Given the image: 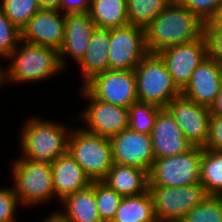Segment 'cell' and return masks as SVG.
Returning <instances> with one entry per match:
<instances>
[{"instance_id":"cell-1","label":"cell","mask_w":222,"mask_h":222,"mask_svg":"<svg viewBox=\"0 0 222 222\" xmlns=\"http://www.w3.org/2000/svg\"><path fill=\"white\" fill-rule=\"evenodd\" d=\"M144 30L148 53H159L167 47L203 37L204 22L172 0Z\"/></svg>"},{"instance_id":"cell-2","label":"cell","mask_w":222,"mask_h":222,"mask_svg":"<svg viewBox=\"0 0 222 222\" xmlns=\"http://www.w3.org/2000/svg\"><path fill=\"white\" fill-rule=\"evenodd\" d=\"M21 46V47H20ZM7 59L11 64L3 68V83L39 82L61 72L57 50L21 40Z\"/></svg>"},{"instance_id":"cell-3","label":"cell","mask_w":222,"mask_h":222,"mask_svg":"<svg viewBox=\"0 0 222 222\" xmlns=\"http://www.w3.org/2000/svg\"><path fill=\"white\" fill-rule=\"evenodd\" d=\"M22 127L23 158L52 163L67 153L69 130L63 124L36 117L29 118Z\"/></svg>"},{"instance_id":"cell-4","label":"cell","mask_w":222,"mask_h":222,"mask_svg":"<svg viewBox=\"0 0 222 222\" xmlns=\"http://www.w3.org/2000/svg\"><path fill=\"white\" fill-rule=\"evenodd\" d=\"M134 72L139 102L166 108L170 100L181 95L158 53H148L135 67Z\"/></svg>"},{"instance_id":"cell-5","label":"cell","mask_w":222,"mask_h":222,"mask_svg":"<svg viewBox=\"0 0 222 222\" xmlns=\"http://www.w3.org/2000/svg\"><path fill=\"white\" fill-rule=\"evenodd\" d=\"M67 152L91 181L104 180L114 164L110 139L83 128L71 129Z\"/></svg>"},{"instance_id":"cell-6","label":"cell","mask_w":222,"mask_h":222,"mask_svg":"<svg viewBox=\"0 0 222 222\" xmlns=\"http://www.w3.org/2000/svg\"><path fill=\"white\" fill-rule=\"evenodd\" d=\"M12 168L13 187L20 205L34 206L55 197L50 163L22 157L15 160Z\"/></svg>"},{"instance_id":"cell-7","label":"cell","mask_w":222,"mask_h":222,"mask_svg":"<svg viewBox=\"0 0 222 222\" xmlns=\"http://www.w3.org/2000/svg\"><path fill=\"white\" fill-rule=\"evenodd\" d=\"M203 147L193 146L187 152L156 158L148 173L149 186L180 187L200 183Z\"/></svg>"},{"instance_id":"cell-8","label":"cell","mask_w":222,"mask_h":222,"mask_svg":"<svg viewBox=\"0 0 222 222\" xmlns=\"http://www.w3.org/2000/svg\"><path fill=\"white\" fill-rule=\"evenodd\" d=\"M158 222H180L206 197L201 183L180 187L149 186Z\"/></svg>"},{"instance_id":"cell-9","label":"cell","mask_w":222,"mask_h":222,"mask_svg":"<svg viewBox=\"0 0 222 222\" xmlns=\"http://www.w3.org/2000/svg\"><path fill=\"white\" fill-rule=\"evenodd\" d=\"M109 70H134L148 54L144 28L127 24L110 29Z\"/></svg>"},{"instance_id":"cell-10","label":"cell","mask_w":222,"mask_h":222,"mask_svg":"<svg viewBox=\"0 0 222 222\" xmlns=\"http://www.w3.org/2000/svg\"><path fill=\"white\" fill-rule=\"evenodd\" d=\"M84 87L98 100L124 108L138 101L134 70H107Z\"/></svg>"},{"instance_id":"cell-11","label":"cell","mask_w":222,"mask_h":222,"mask_svg":"<svg viewBox=\"0 0 222 222\" xmlns=\"http://www.w3.org/2000/svg\"><path fill=\"white\" fill-rule=\"evenodd\" d=\"M82 95L90 100L79 118L87 122L86 131L110 138L128 128V108L106 103L95 98L84 86Z\"/></svg>"},{"instance_id":"cell-12","label":"cell","mask_w":222,"mask_h":222,"mask_svg":"<svg viewBox=\"0 0 222 222\" xmlns=\"http://www.w3.org/2000/svg\"><path fill=\"white\" fill-rule=\"evenodd\" d=\"M158 54L164 60L174 84L182 91L193 72L207 57V44L203 36L188 43L167 47Z\"/></svg>"},{"instance_id":"cell-13","label":"cell","mask_w":222,"mask_h":222,"mask_svg":"<svg viewBox=\"0 0 222 222\" xmlns=\"http://www.w3.org/2000/svg\"><path fill=\"white\" fill-rule=\"evenodd\" d=\"M166 109L174 117L185 138L194 146L204 147L209 135L211 112L182 94L168 102Z\"/></svg>"},{"instance_id":"cell-14","label":"cell","mask_w":222,"mask_h":222,"mask_svg":"<svg viewBox=\"0 0 222 222\" xmlns=\"http://www.w3.org/2000/svg\"><path fill=\"white\" fill-rule=\"evenodd\" d=\"M109 139L113 163L141 168L149 173L155 159L150 134L127 128Z\"/></svg>"},{"instance_id":"cell-15","label":"cell","mask_w":222,"mask_h":222,"mask_svg":"<svg viewBox=\"0 0 222 222\" xmlns=\"http://www.w3.org/2000/svg\"><path fill=\"white\" fill-rule=\"evenodd\" d=\"M65 18L60 10L40 9L22 28L21 40L59 51L64 43Z\"/></svg>"},{"instance_id":"cell-16","label":"cell","mask_w":222,"mask_h":222,"mask_svg":"<svg viewBox=\"0 0 222 222\" xmlns=\"http://www.w3.org/2000/svg\"><path fill=\"white\" fill-rule=\"evenodd\" d=\"M221 83L222 64L206 57L193 72L181 94L199 105L210 108L215 102Z\"/></svg>"},{"instance_id":"cell-17","label":"cell","mask_w":222,"mask_h":222,"mask_svg":"<svg viewBox=\"0 0 222 222\" xmlns=\"http://www.w3.org/2000/svg\"><path fill=\"white\" fill-rule=\"evenodd\" d=\"M150 135L155 159L182 154L194 146L166 108L158 113Z\"/></svg>"},{"instance_id":"cell-18","label":"cell","mask_w":222,"mask_h":222,"mask_svg":"<svg viewBox=\"0 0 222 222\" xmlns=\"http://www.w3.org/2000/svg\"><path fill=\"white\" fill-rule=\"evenodd\" d=\"M95 28V23L88 12L66 14L64 43L58 51L62 70L66 66L64 64L67 55L68 57L70 55L77 64L81 61Z\"/></svg>"},{"instance_id":"cell-19","label":"cell","mask_w":222,"mask_h":222,"mask_svg":"<svg viewBox=\"0 0 222 222\" xmlns=\"http://www.w3.org/2000/svg\"><path fill=\"white\" fill-rule=\"evenodd\" d=\"M51 164L55 196L62 201L66 196L89 187L91 179L67 152Z\"/></svg>"},{"instance_id":"cell-20","label":"cell","mask_w":222,"mask_h":222,"mask_svg":"<svg viewBox=\"0 0 222 222\" xmlns=\"http://www.w3.org/2000/svg\"><path fill=\"white\" fill-rule=\"evenodd\" d=\"M109 44L110 29L95 28L91 33L85 55L78 63L85 80L83 86L95 75L109 70Z\"/></svg>"},{"instance_id":"cell-21","label":"cell","mask_w":222,"mask_h":222,"mask_svg":"<svg viewBox=\"0 0 222 222\" xmlns=\"http://www.w3.org/2000/svg\"><path fill=\"white\" fill-rule=\"evenodd\" d=\"M103 181L123 197L139 195L149 189V176L146 170L116 163Z\"/></svg>"},{"instance_id":"cell-22","label":"cell","mask_w":222,"mask_h":222,"mask_svg":"<svg viewBox=\"0 0 222 222\" xmlns=\"http://www.w3.org/2000/svg\"><path fill=\"white\" fill-rule=\"evenodd\" d=\"M60 203L64 205L61 213L70 222H103L95 199V181L89 187L66 196Z\"/></svg>"},{"instance_id":"cell-23","label":"cell","mask_w":222,"mask_h":222,"mask_svg":"<svg viewBox=\"0 0 222 222\" xmlns=\"http://www.w3.org/2000/svg\"><path fill=\"white\" fill-rule=\"evenodd\" d=\"M111 222H158L149 189L139 195L123 197Z\"/></svg>"},{"instance_id":"cell-24","label":"cell","mask_w":222,"mask_h":222,"mask_svg":"<svg viewBox=\"0 0 222 222\" xmlns=\"http://www.w3.org/2000/svg\"><path fill=\"white\" fill-rule=\"evenodd\" d=\"M88 13L96 28L112 29L129 24L127 0H91Z\"/></svg>"},{"instance_id":"cell-25","label":"cell","mask_w":222,"mask_h":222,"mask_svg":"<svg viewBox=\"0 0 222 222\" xmlns=\"http://www.w3.org/2000/svg\"><path fill=\"white\" fill-rule=\"evenodd\" d=\"M200 183L207 196L222 197V152L203 148Z\"/></svg>"},{"instance_id":"cell-26","label":"cell","mask_w":222,"mask_h":222,"mask_svg":"<svg viewBox=\"0 0 222 222\" xmlns=\"http://www.w3.org/2000/svg\"><path fill=\"white\" fill-rule=\"evenodd\" d=\"M172 0H127L129 24L146 28Z\"/></svg>"},{"instance_id":"cell-27","label":"cell","mask_w":222,"mask_h":222,"mask_svg":"<svg viewBox=\"0 0 222 222\" xmlns=\"http://www.w3.org/2000/svg\"><path fill=\"white\" fill-rule=\"evenodd\" d=\"M162 109L150 103H133L128 108V128L135 132L151 134L158 113Z\"/></svg>"},{"instance_id":"cell-28","label":"cell","mask_w":222,"mask_h":222,"mask_svg":"<svg viewBox=\"0 0 222 222\" xmlns=\"http://www.w3.org/2000/svg\"><path fill=\"white\" fill-rule=\"evenodd\" d=\"M0 7L20 31L40 10L38 0H0Z\"/></svg>"},{"instance_id":"cell-29","label":"cell","mask_w":222,"mask_h":222,"mask_svg":"<svg viewBox=\"0 0 222 222\" xmlns=\"http://www.w3.org/2000/svg\"><path fill=\"white\" fill-rule=\"evenodd\" d=\"M123 196L103 180L95 181V199L103 222H111L120 206Z\"/></svg>"},{"instance_id":"cell-30","label":"cell","mask_w":222,"mask_h":222,"mask_svg":"<svg viewBox=\"0 0 222 222\" xmlns=\"http://www.w3.org/2000/svg\"><path fill=\"white\" fill-rule=\"evenodd\" d=\"M180 222H222V197L207 196L194 206Z\"/></svg>"},{"instance_id":"cell-31","label":"cell","mask_w":222,"mask_h":222,"mask_svg":"<svg viewBox=\"0 0 222 222\" xmlns=\"http://www.w3.org/2000/svg\"><path fill=\"white\" fill-rule=\"evenodd\" d=\"M21 41V31L0 7V57L7 58Z\"/></svg>"},{"instance_id":"cell-32","label":"cell","mask_w":222,"mask_h":222,"mask_svg":"<svg viewBox=\"0 0 222 222\" xmlns=\"http://www.w3.org/2000/svg\"><path fill=\"white\" fill-rule=\"evenodd\" d=\"M19 204L14 187L0 189V222H17L15 213Z\"/></svg>"},{"instance_id":"cell-33","label":"cell","mask_w":222,"mask_h":222,"mask_svg":"<svg viewBox=\"0 0 222 222\" xmlns=\"http://www.w3.org/2000/svg\"><path fill=\"white\" fill-rule=\"evenodd\" d=\"M190 12L206 22L222 3V0H177Z\"/></svg>"},{"instance_id":"cell-34","label":"cell","mask_w":222,"mask_h":222,"mask_svg":"<svg viewBox=\"0 0 222 222\" xmlns=\"http://www.w3.org/2000/svg\"><path fill=\"white\" fill-rule=\"evenodd\" d=\"M207 57L222 64V29H204Z\"/></svg>"},{"instance_id":"cell-35","label":"cell","mask_w":222,"mask_h":222,"mask_svg":"<svg viewBox=\"0 0 222 222\" xmlns=\"http://www.w3.org/2000/svg\"><path fill=\"white\" fill-rule=\"evenodd\" d=\"M203 148L222 152V115L211 114L209 135Z\"/></svg>"},{"instance_id":"cell-36","label":"cell","mask_w":222,"mask_h":222,"mask_svg":"<svg viewBox=\"0 0 222 222\" xmlns=\"http://www.w3.org/2000/svg\"><path fill=\"white\" fill-rule=\"evenodd\" d=\"M91 0H61L60 11L64 14L89 12Z\"/></svg>"},{"instance_id":"cell-37","label":"cell","mask_w":222,"mask_h":222,"mask_svg":"<svg viewBox=\"0 0 222 222\" xmlns=\"http://www.w3.org/2000/svg\"><path fill=\"white\" fill-rule=\"evenodd\" d=\"M204 29H222V3L214 14L204 22Z\"/></svg>"},{"instance_id":"cell-38","label":"cell","mask_w":222,"mask_h":222,"mask_svg":"<svg viewBox=\"0 0 222 222\" xmlns=\"http://www.w3.org/2000/svg\"><path fill=\"white\" fill-rule=\"evenodd\" d=\"M40 9L60 10L61 0H38Z\"/></svg>"},{"instance_id":"cell-39","label":"cell","mask_w":222,"mask_h":222,"mask_svg":"<svg viewBox=\"0 0 222 222\" xmlns=\"http://www.w3.org/2000/svg\"><path fill=\"white\" fill-rule=\"evenodd\" d=\"M211 114L222 115V83L214 104L210 107Z\"/></svg>"},{"instance_id":"cell-40","label":"cell","mask_w":222,"mask_h":222,"mask_svg":"<svg viewBox=\"0 0 222 222\" xmlns=\"http://www.w3.org/2000/svg\"><path fill=\"white\" fill-rule=\"evenodd\" d=\"M43 222H70L60 211H56L45 219Z\"/></svg>"},{"instance_id":"cell-41","label":"cell","mask_w":222,"mask_h":222,"mask_svg":"<svg viewBox=\"0 0 222 222\" xmlns=\"http://www.w3.org/2000/svg\"><path fill=\"white\" fill-rule=\"evenodd\" d=\"M4 85L3 83V66H0V87Z\"/></svg>"}]
</instances>
